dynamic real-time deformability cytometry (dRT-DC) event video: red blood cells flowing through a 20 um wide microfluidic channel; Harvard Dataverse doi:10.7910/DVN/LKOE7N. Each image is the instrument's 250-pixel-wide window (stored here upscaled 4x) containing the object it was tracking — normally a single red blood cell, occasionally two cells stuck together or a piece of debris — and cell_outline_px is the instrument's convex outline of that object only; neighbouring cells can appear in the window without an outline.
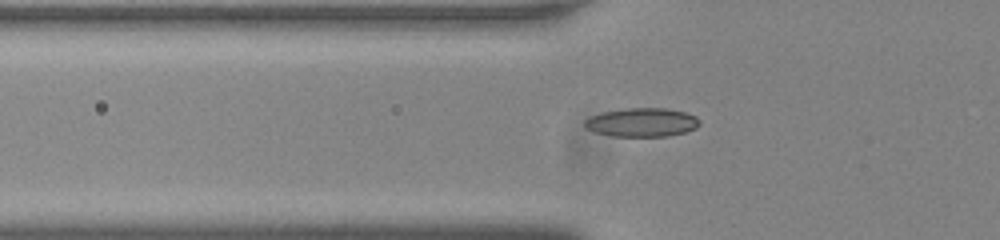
{"species": "common noctule bat (a hibernating species)", "species_latin": "Nyctalus noctula", "temperature_condition": "room temperature", "stored_images_in_passage": 56, "camera_frame_rate_fps": 3000, "um_per_image_px": 0.085, "animal": {"sex": "male", "body_mass_g": 20.0, "forearm_length_mm": 53.3}, "frame": {"image": 1, "passage_image": 21, "time_ms": 6.667, "image_size_px": [1000, 240], "cell_outline_px": [[700, 124], [696, 128], [684, 132], [668, 136], [612, 136], [596, 132], [584, 128], [584, 120], [588, 116], [604, 112], [628, 108], [664, 108], [684, 112], [696, 116], [700, 120]], "centroid_in_image_um": [54.54, 10.4], "position_along_channel_um": 71.3, "area_um2": 19.25}}
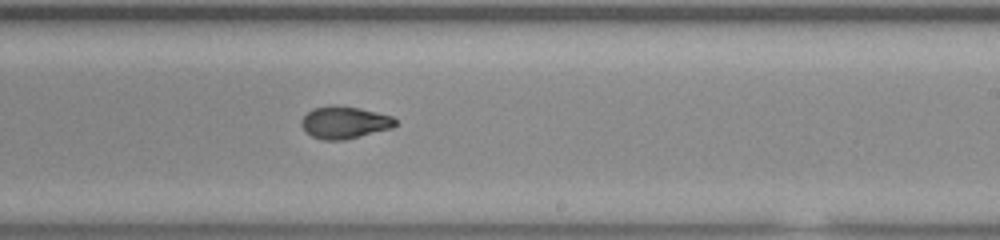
{"frame": {"image": 2, "passage_image": 36, "time_ms": 11.667, "image_size_px": [1000, 240], "cell_outline_px": [[396, 124], [392, 128], [344, 140], [324, 140], [312, 136], [304, 132], [300, 124], [300, 120], [312, 108], [328, 104], [332, 104], [360, 108], [392, 116], [396, 120]], "centroid_in_image_um": [29.23, 10.4], "position_along_channel_um": 259.8, "area_um2": 17.86}}
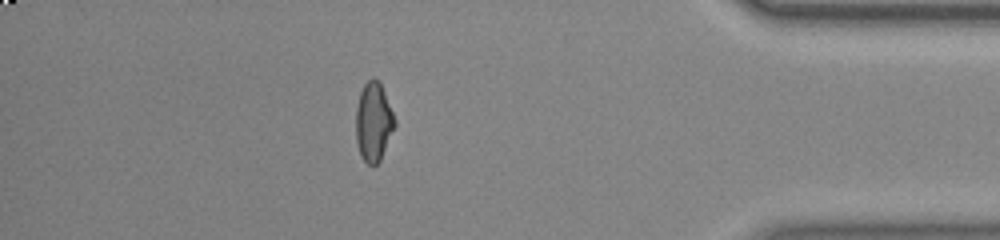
{"frame": {"image": 3, "passage_image": 50, "time_ms": 16.333, "image_size_px": [1000, 240], "cell_outline_px": [[396, 124], [380, 160], [376, 164], [368, 164], [364, 160], [360, 152], [356, 140], [356, 108], [360, 92], [364, 84], [372, 76], [380, 80], [396, 120]], "centroid_in_image_um": [31.76, 10.3], "position_along_channel_um": 403.4, "area_um2": 17.86}}